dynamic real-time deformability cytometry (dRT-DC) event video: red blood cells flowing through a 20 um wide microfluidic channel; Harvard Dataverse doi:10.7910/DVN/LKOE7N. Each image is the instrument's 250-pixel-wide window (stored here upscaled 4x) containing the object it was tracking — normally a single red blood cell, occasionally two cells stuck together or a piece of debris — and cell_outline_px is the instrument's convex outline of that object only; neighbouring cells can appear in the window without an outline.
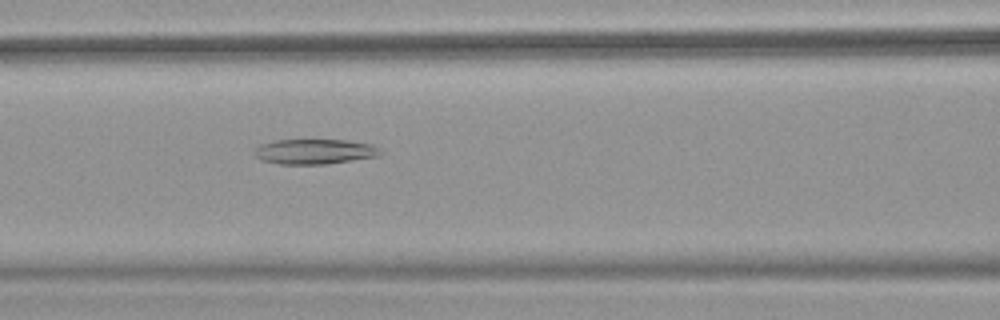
{"species": "common noctule bat (a hibernating species)", "species_latin": "Nyctalus noctula", "temperature_condition": "warm", "stored_images_in_passage": 51, "camera_frame_rate_fps": 3000, "um_per_image_px": 0.085, "animal": {"sex": "female", "body_mass_g": 18.4}, "frame": {"image": 1, "passage_image": 22, "time_ms": 7.0, "image_size_px": [1000, 320], "cell_outline_px": [[384, 152], [380, 156], [324, 164], [280, 164], [260, 160], [252, 152], [260, 144], [276, 140], [348, 140], [372, 144], [380, 148]], "centroid_in_image_um": [26.76, 12.88], "position_along_channel_um": 139.8, "area_um2": 18.55}, "authors_computed_cell_mechanics": {"area_um2": 25.2008, "velocity_mm_per_s": 3.9931, "shape_relaxation_time_tau1_ms": null, "shape_relaxation_time_tau2_ms": 9.372, "deformation_change_tau1": null, "deformation_change_tau2": 0.205}}